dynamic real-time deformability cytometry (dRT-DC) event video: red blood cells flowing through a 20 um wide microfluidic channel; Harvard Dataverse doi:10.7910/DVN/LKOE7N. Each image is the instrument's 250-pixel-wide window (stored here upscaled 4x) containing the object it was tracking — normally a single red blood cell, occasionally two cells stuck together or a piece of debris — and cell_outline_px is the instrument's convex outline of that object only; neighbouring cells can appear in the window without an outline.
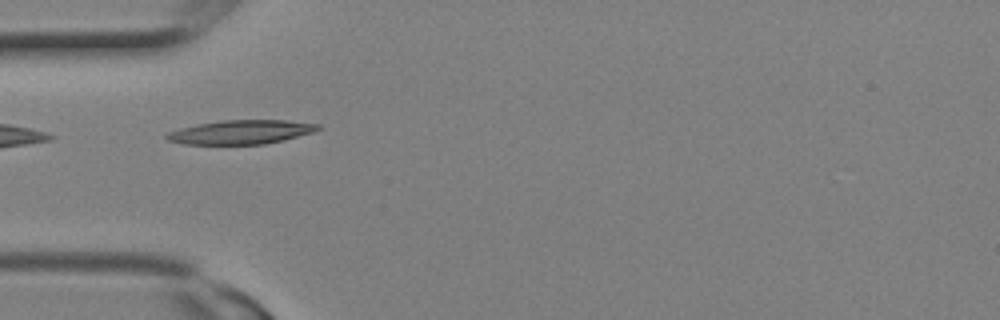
{"species": "Egyptian fruit bat (a non-hibernating species)", "species_latin": "Rousettus aegyptiacus", "temperature_condition": "room temperature", "stored_images_in_passage": 8, "camera_frame_rate_fps": 3000, "um_per_image_px": 0.085, "animal": {"sex": "female"}, "frame": {"image": 1, "passage_image": 2, "time_ms": 0.333, "image_size_px": [1000, 320], "cell_outline_px": [[320, 128], [312, 132], [284, 140], [264, 144], [184, 144], [168, 140], [164, 136], [168, 132], [180, 128], [196, 124], [220, 120], [284, 120], [320, 124]], "centroid_in_image_um": [20.45, 11.22], "position_along_channel_um": 64.5, "area_um2": 21.1}}
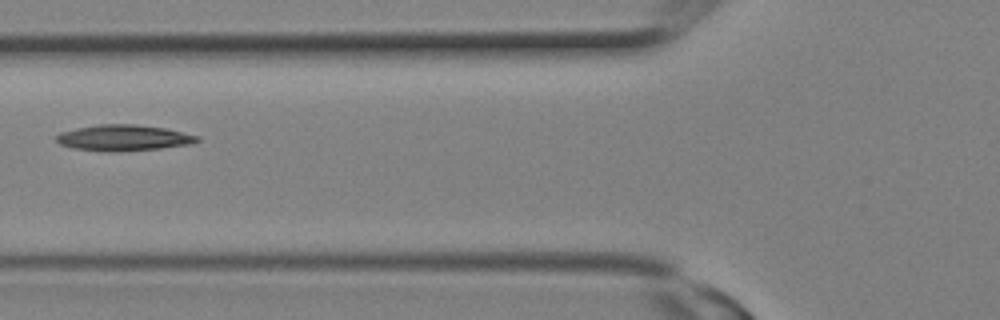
{"frame": {"image": 2, "passage_image": 4, "time_ms": 1.0, "image_size_px": [1000, 320], "cell_outline_px": [[200, 140], [192, 144], [160, 148], [112, 152], [72, 148], [60, 144], [56, 140], [56, 136], [60, 132], [76, 128], [100, 124], [136, 124], [164, 128], [200, 136]], "centroid_in_image_um": [10.51, 11.71], "position_along_channel_um": 115.3, "area_um2": 21.27}}
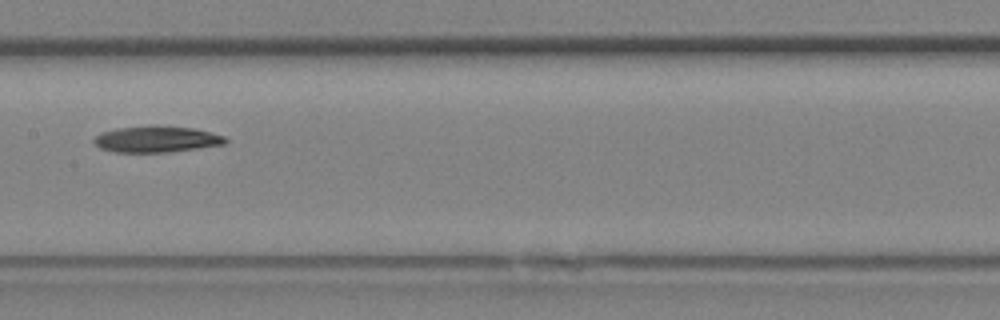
{"frame": {"image": 3, "passage_image": 7, "time_ms": 2.0, "image_size_px": [1000, 320], "cell_outline_px": [[228, 140], [224, 144], [168, 152], [112, 152], [100, 148], [92, 140], [100, 132], [120, 128], [152, 124], [192, 128], [224, 136]], "centroid_in_image_um": [13.26, 11.82], "position_along_channel_um": 194.1, "area_um2": 20.11}}